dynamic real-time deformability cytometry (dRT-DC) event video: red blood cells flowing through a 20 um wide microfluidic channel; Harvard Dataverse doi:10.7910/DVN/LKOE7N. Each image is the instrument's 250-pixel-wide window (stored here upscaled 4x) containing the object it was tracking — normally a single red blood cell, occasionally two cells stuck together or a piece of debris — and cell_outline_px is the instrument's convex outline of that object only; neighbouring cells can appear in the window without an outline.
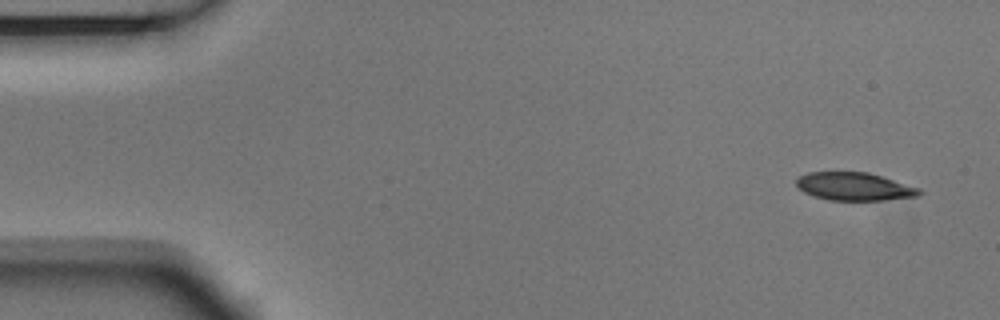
{"species": "Egyptian fruit bat (a non-hibernating species)", "species_latin": "Rousettus aegyptiacus", "temperature_condition": "room temperature", "stored_images_in_passage": 7, "camera_frame_rate_fps": 3000, "um_per_image_px": 0.085, "animal": {"sex": "male"}, "frame": {"image": 1, "passage_image": 1, "time_ms": 0.0, "image_size_px": [1000, 320], "cell_outline_px": [[924, 192], [916, 196], [884, 200], [828, 200], [804, 192], [796, 184], [796, 176], [808, 172], [868, 172], [920, 188]], "centroid_in_image_um": [72.6, 15.84], "position_along_channel_um": 12.4, "area_um2": 20.0}}
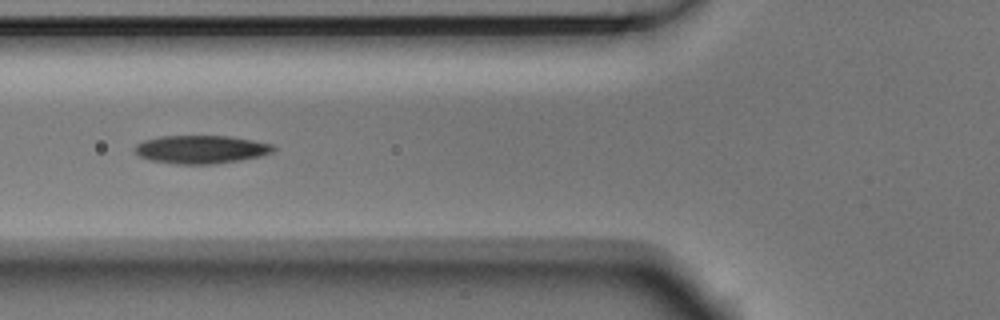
{"frame": {"image": 2, "passage_image": 5, "time_ms": 1.333, "image_size_px": [1000, 320], "cell_outline_px": [[276, 148], [272, 152], [260, 156], [240, 160], [212, 164], [176, 164], [148, 160], [140, 156], [132, 148], [136, 144], [144, 140], [160, 136], [232, 136], [272, 144]], "centroid_in_image_um": [17.06, 12.7], "position_along_channel_um": 108.7, "area_um2": 22.83}}
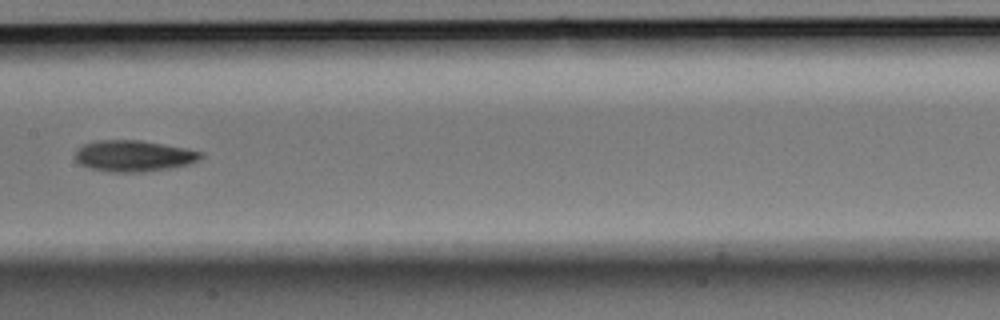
{"frame": {"image": 3, "passage_image": 7, "time_ms": 2.0, "image_size_px": [1000, 320], "cell_outline_px": [[204, 156], [200, 160], [188, 164], [168, 168], [144, 172], [112, 172], [92, 168], [80, 164], [76, 160], [76, 148], [84, 144], [96, 140], [140, 140], [184, 148], [200, 152]], "centroid_in_image_um": [11.34, 13.25], "position_along_channel_um": 196.1, "area_um2": 22.66}}